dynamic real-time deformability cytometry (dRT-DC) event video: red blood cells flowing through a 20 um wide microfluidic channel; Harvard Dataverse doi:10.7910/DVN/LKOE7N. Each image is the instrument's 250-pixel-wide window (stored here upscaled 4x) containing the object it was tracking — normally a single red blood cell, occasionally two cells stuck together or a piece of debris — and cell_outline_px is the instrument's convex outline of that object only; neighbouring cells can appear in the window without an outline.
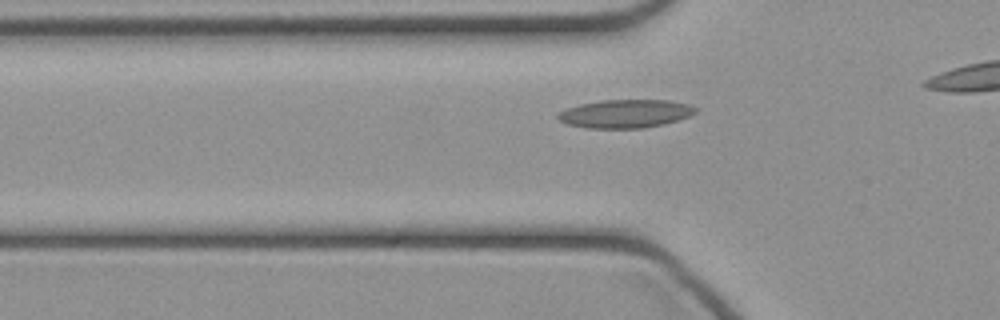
{"species": "common noctule bat (a hibernating species)", "species_latin": "Nyctalus noctula", "temperature_condition": "cold", "stored_images_in_passage": 35, "camera_frame_rate_fps": 3000, "um_per_image_px": 0.085, "animal": {"sex": "female", "body_mass_g": 21.9}, "frame": {"image": 1, "passage_image": 6, "time_ms": 1.667, "image_size_px": [1000, 320], "cell_outline_px": [[700, 108], [696, 112], [688, 116], [664, 124], [644, 128], [584, 128], [568, 124], [560, 120], [556, 116], [564, 108], [580, 104], [600, 100], [668, 100], [688, 104]], "centroid_in_image_um": [53.15, 9.66], "position_along_channel_um": 72.7, "area_um2": 22.77}}